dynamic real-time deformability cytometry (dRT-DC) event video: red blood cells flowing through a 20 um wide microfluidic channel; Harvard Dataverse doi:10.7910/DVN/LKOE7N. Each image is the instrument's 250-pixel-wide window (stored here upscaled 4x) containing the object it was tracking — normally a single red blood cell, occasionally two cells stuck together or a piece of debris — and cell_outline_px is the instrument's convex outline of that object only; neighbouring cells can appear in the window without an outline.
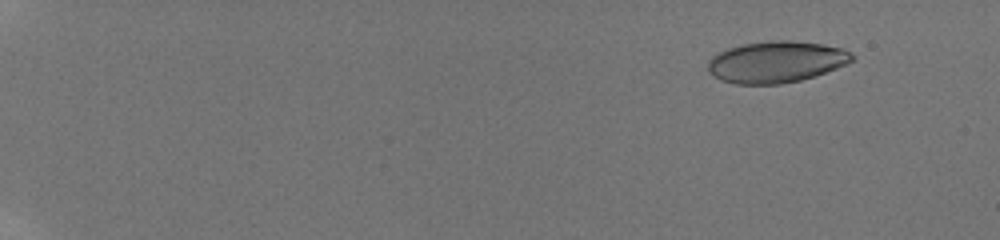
{"species": "human", "species_latin": "Homo sapiens", "temperature_condition": "room temperature", "stored_images_in_passage": 12, "camera_frame_rate_fps": 3000, "um_per_image_px": 0.085, "donor": {"sex": "male"}, "frame": {"image": 1, "passage_image": 1, "time_ms": 0.0, "image_size_px": [1000, 240], "cell_outline_px": [[856, 60], [848, 64], [800, 80], [780, 84], [736, 84], [720, 80], [712, 76], [708, 72], [708, 60], [712, 56], [728, 48], [744, 44], [772, 40], [792, 40], [824, 44], [840, 48], [856, 56]], "centroid_in_image_um": [65.97, 5.26], "position_along_channel_um": 19.0, "area_um2": 34.91}}